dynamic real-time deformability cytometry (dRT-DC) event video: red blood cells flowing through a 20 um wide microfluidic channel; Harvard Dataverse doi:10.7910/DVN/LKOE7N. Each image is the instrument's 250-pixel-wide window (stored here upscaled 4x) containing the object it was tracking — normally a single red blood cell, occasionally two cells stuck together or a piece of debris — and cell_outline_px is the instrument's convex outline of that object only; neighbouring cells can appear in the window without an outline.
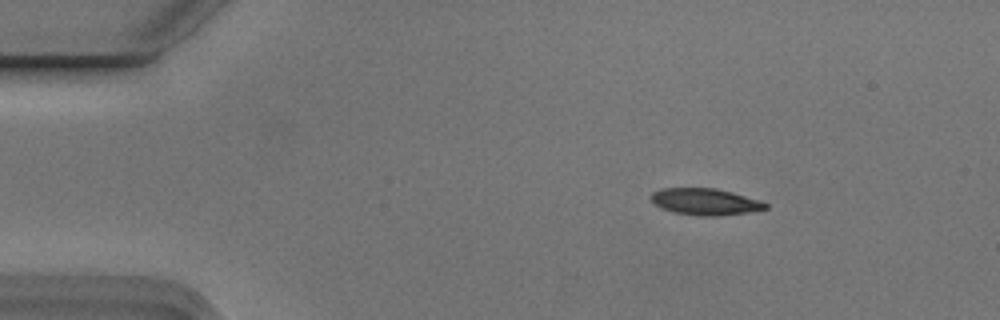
{"species": "Egyptian fruit bat (a non-hibernating species)", "species_latin": "Rousettus aegyptiacus", "temperature_condition": "cold", "stored_images_in_passage": 4, "camera_frame_rate_fps": 3000, "um_per_image_px": 0.085, "animal": {"sex": "male"}, "frame": {"image": 1, "passage_image": 2, "time_ms": 0.333, "image_size_px": [1000, 320], "cell_outline_px": [[768, 208], [748, 212], [720, 216], [700, 216], [672, 212], [660, 208], [648, 196], [652, 192], [660, 188], [716, 188], [732, 192], [760, 200], [768, 204]], "centroid_in_image_um": [59.91, 17.14], "position_along_channel_um": 25.1, "area_um2": 17.92}}